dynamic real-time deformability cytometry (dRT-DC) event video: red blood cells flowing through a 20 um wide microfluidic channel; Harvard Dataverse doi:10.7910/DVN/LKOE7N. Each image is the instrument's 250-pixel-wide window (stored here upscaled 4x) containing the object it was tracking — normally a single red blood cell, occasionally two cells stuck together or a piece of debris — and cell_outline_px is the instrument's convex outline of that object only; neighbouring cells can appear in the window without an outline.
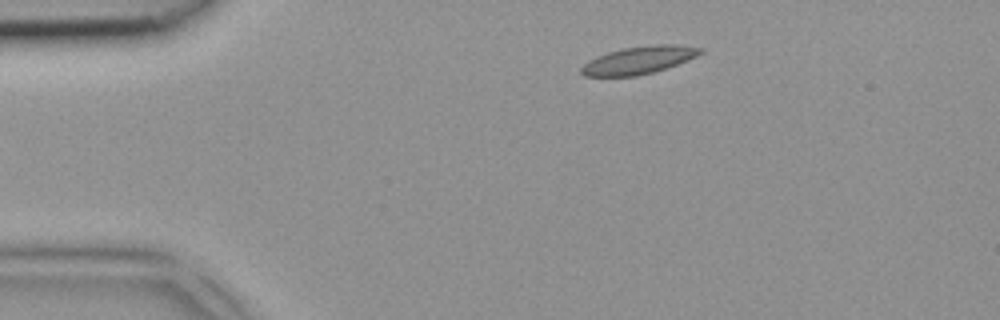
{"species": "common noctule bat (a hibernating species)", "species_latin": "Nyctalus noctula", "temperature_condition": "room temperature", "stored_images_in_passage": 4, "camera_frame_rate_fps": 3000, "um_per_image_px": 0.085, "animal": {"sex": "female", "body_mass_g": 18.4}, "frame": {"image": 1, "passage_image": 4, "time_ms": 1.0, "image_size_px": [1000, 320], "cell_outline_px": [[704, 52], [688, 60], [652, 72], [636, 76], [584, 76], [580, 72], [580, 68], [588, 60], [596, 56], [608, 52], [624, 48], [652, 44], [676, 44], [704, 48]], "centroid_in_image_um": [54.29, 5.1], "position_along_channel_um": 30.7, "area_um2": 19.13}}